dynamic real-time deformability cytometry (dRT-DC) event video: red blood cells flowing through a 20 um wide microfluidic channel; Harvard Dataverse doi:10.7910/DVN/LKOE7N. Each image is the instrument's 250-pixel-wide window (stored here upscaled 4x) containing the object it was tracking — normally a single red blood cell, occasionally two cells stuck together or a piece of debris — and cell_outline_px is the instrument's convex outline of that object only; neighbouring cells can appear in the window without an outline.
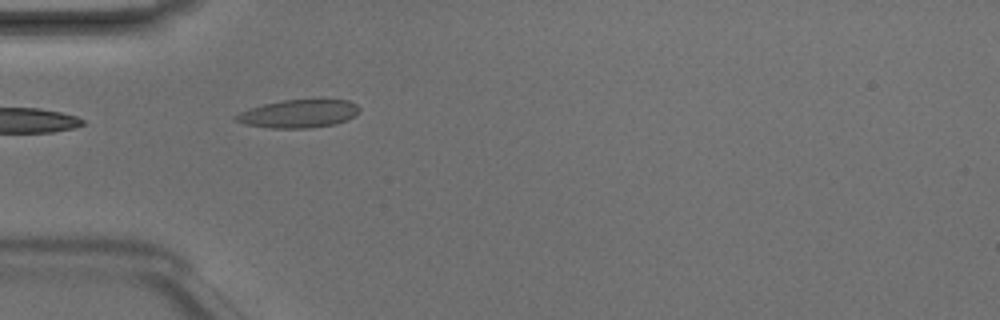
{"species": "Egyptian fruit bat (a non-hibernating species)", "species_latin": "Rousettus aegyptiacus", "temperature_condition": "room temperature", "stored_images_in_passage": 35, "camera_frame_rate_fps": 3000, "um_per_image_px": 0.085, "animal": {"sex": "male"}, "frame": {"image": 1, "passage_image": 2, "time_ms": 0.333, "image_size_px": [1000, 320], "cell_outline_px": [[360, 112], [356, 116], [348, 120], [336, 124], [308, 128], [272, 128], [244, 124], [232, 120], [232, 116], [240, 112], [264, 104], [284, 100], [348, 100], [356, 104], [360, 108]], "centroid_in_image_um": [25.39, 9.68], "position_along_channel_um": 59.6, "area_um2": 20.29}}
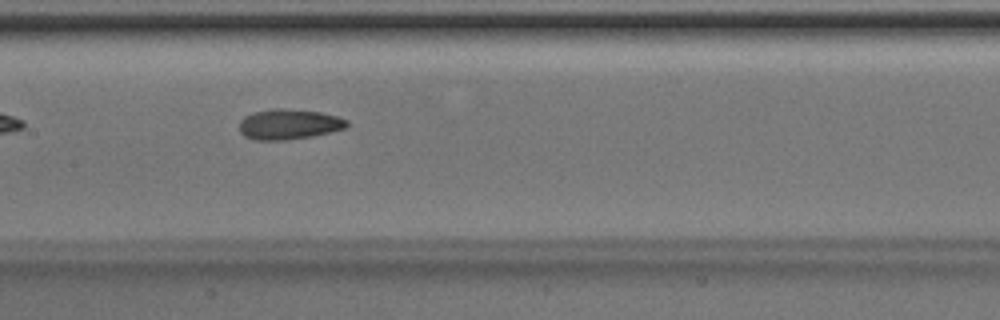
{"frame": {"image": 2, "passage_image": 11, "time_ms": 3.333, "image_size_px": [1000, 320], "cell_outline_px": [[348, 124], [344, 128], [312, 136], [288, 140], [252, 140], [244, 136], [240, 132], [240, 120], [244, 116], [252, 112], [276, 108], [284, 108], [320, 112], [336, 116], [348, 120]], "centroid_in_image_um": [24.51, 10.56], "position_along_channel_um": 182.9, "area_um2": 19.02}}
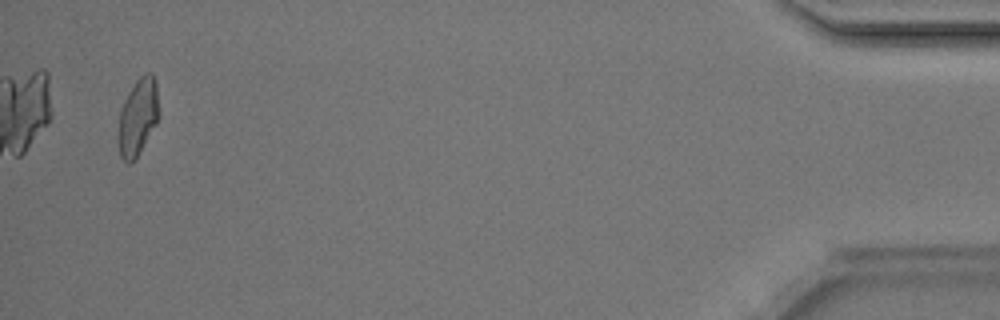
{"frame": {"image": 3, "passage_image": 34, "time_ms": 11.0, "image_size_px": [1000, 320], "cell_outline_px": [[160, 116], [156, 124], [136, 156], [128, 164], [120, 156], [120, 112], [124, 100], [128, 92], [136, 80], [144, 72], [152, 72], [156, 80], [160, 112]], "centroid_in_image_um": [11.78, 9.83], "position_along_channel_um": 423.4, "area_um2": 17.86}, "authors_computed_cell_mechanics": {"area_um2": 18.3804, "velocity_mm_per_s": 4.2176, "shape_relaxation_time_tau1_ms": 8.0678, "shape_relaxation_time_tau2_ms": 2.5836, "deformation_change_tau1": 0.1715, "deformation_change_tau2": 0.0933}}